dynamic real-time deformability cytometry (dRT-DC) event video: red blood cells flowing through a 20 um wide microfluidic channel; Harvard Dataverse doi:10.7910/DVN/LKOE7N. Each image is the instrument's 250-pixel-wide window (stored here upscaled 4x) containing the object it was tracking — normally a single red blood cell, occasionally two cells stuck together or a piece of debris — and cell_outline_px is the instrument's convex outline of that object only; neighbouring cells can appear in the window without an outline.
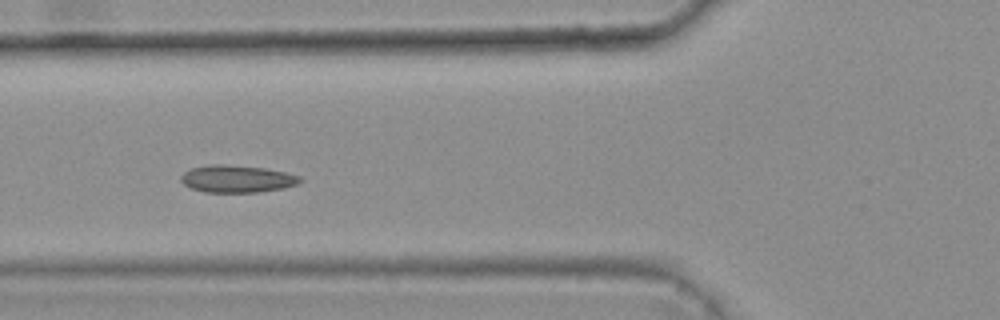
{"species": "common noctule bat (a hibernating species)", "species_latin": "Nyctalus noctula", "temperature_condition": "warm", "stored_images_in_passage": 7, "camera_frame_rate_fps": 3000, "um_per_image_px": 0.085, "animal": {"sex": "female", "body_mass_g": 25.1}, "frame": {"image": 1, "passage_image": 5, "time_ms": 1.333, "image_size_px": [1000, 320], "cell_outline_px": [[304, 180], [300, 184], [284, 188], [260, 192], [204, 192], [192, 188], [184, 184], [180, 180], [180, 176], [184, 172], [192, 168], [208, 164], [224, 164], [264, 168], [284, 172], [300, 176]], "centroid_in_image_um": [20.17, 15.2], "position_along_channel_um": 105.6, "area_um2": 19.07}}
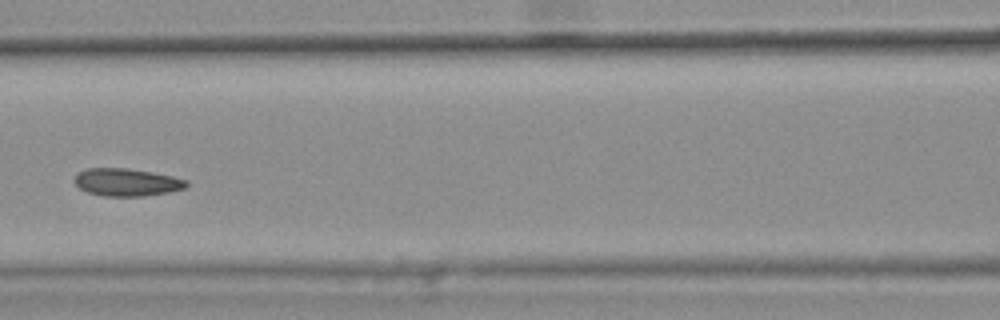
{"frame": {"image": 2, "passage_image": 6, "time_ms": 1.667, "image_size_px": [1000, 320], "cell_outline_px": [[188, 184], [184, 188], [168, 192], [144, 196], [104, 196], [88, 192], [80, 188], [72, 180], [80, 172], [88, 168], [128, 168], [152, 172], [172, 176], [188, 180]], "centroid_in_image_um": [10.77, 15.49], "position_along_channel_um": 155.8, "area_um2": 17.92}}